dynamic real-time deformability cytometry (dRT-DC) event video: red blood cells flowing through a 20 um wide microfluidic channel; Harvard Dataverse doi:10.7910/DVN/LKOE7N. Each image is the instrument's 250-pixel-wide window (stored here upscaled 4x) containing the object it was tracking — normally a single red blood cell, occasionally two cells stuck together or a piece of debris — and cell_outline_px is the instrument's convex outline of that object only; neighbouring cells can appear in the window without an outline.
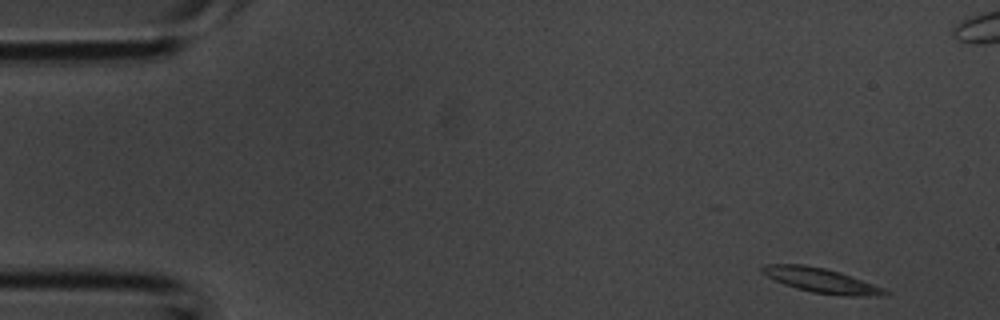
{"species": "common noctule bat (a hibernating species)", "species_latin": "Nyctalus noctula", "temperature_condition": "room temperature", "stored_images_in_passage": 5, "camera_frame_rate_fps": 3000, "um_per_image_px": 0.085, "animal": {"sex": "male", "body_mass_g": 20.1, "forearm_length_mm": 53.5}, "frame": {"image": 1, "passage_image": 1, "time_ms": 0.0, "image_size_px": [1000, 320], "cell_outline_px": [[888, 296], [848, 296], [812, 292], [796, 288], [784, 284], [760, 272], [760, 268], [764, 264], [804, 264], [824, 268], [840, 272], [884, 288], [888, 292]], "centroid_in_image_um": [69.81, 23.83], "position_along_channel_um": 15.2, "area_um2": 17.51}}
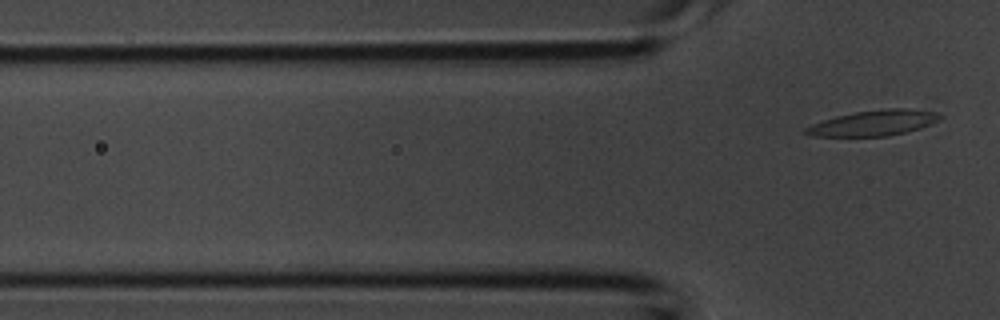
{"frame": {"image": 2, "passage_image": 5, "time_ms": 1.333, "image_size_px": [1000, 320], "cell_outline_px": [[940, 116], [936, 120], [920, 128], [888, 136], [812, 136], [804, 132], [804, 128], [812, 124], [836, 116], [856, 112], [888, 108], [908, 108], [936, 112]], "centroid_in_image_um": [74.21, 10.45], "position_along_channel_um": 51.6, "area_um2": 19.54}}